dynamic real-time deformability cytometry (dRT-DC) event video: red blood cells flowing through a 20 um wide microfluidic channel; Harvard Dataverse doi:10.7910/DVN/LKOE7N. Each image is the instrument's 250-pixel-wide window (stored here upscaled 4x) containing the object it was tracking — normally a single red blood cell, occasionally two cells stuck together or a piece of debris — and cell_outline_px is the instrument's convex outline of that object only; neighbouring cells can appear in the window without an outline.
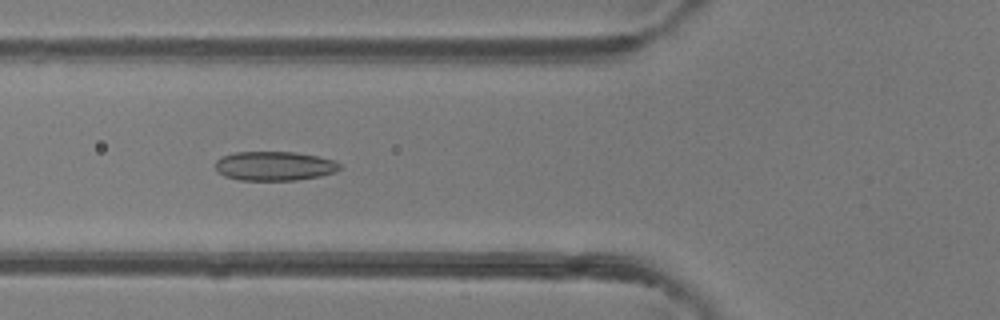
{"species": "common noctule bat (a hibernating species)", "species_latin": "Nyctalus noctula", "temperature_condition": "room temperature", "stored_images_in_passage": 49, "camera_frame_rate_fps": 3000, "um_per_image_px": 0.085, "animal": {"sex": "female"}, "frame": {"image": 1, "passage_image": 18, "time_ms": 5.667, "image_size_px": [1000, 320], "cell_outline_px": [[340, 168], [336, 172], [320, 176], [296, 180], [240, 180], [224, 176], [216, 168], [216, 160], [224, 156], [236, 152], [296, 152], [336, 160], [340, 164]], "centroid_in_image_um": [23.36, 14.11], "position_along_channel_um": 102.4, "area_um2": 21.1}}
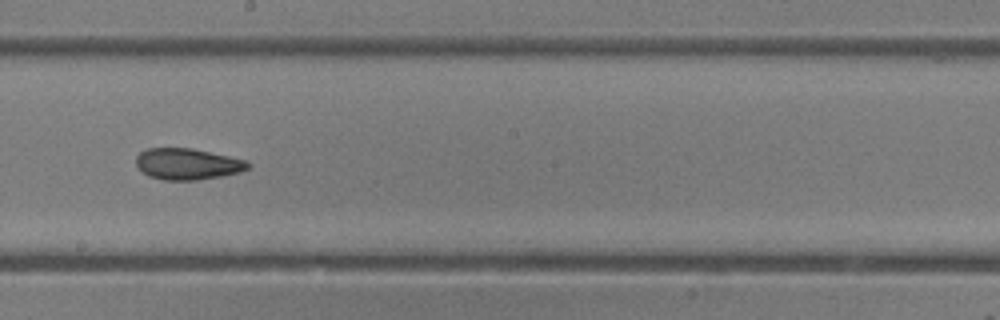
{"frame": {"image": 2, "passage_image": 27, "time_ms": 8.667, "image_size_px": [1000, 320], "cell_outline_px": [[248, 168], [240, 172], [224, 176], [196, 180], [164, 180], [148, 176], [136, 164], [136, 156], [140, 152], [148, 148], [192, 148], [228, 156], [244, 160], [248, 164]], "centroid_in_image_um": [15.91, 13.94], "position_along_channel_um": 232.3, "area_um2": 20.23}}
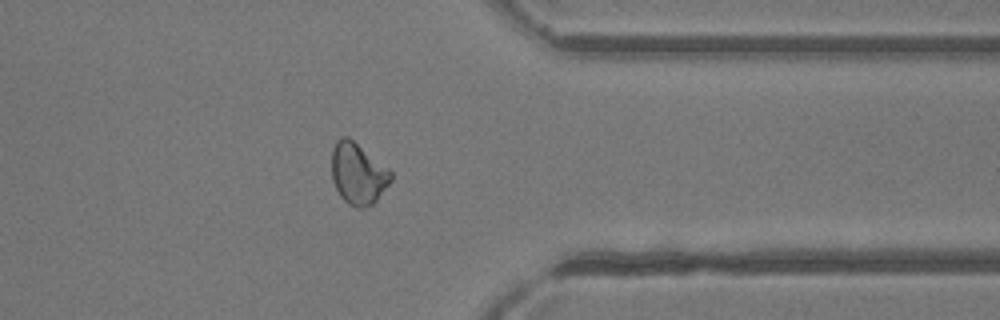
{"frame": {"image": 3, "passage_image": 38, "time_ms": 12.333, "image_size_px": [1000, 320], "cell_outline_px": [[392, 180], [376, 200], [368, 208], [356, 208], [348, 204], [340, 196], [332, 180], [332, 148], [336, 140], [340, 136], [348, 136], [388, 168], [392, 172]], "centroid_in_image_um": [30.41, 14.76], "position_along_channel_um": 381.0, "area_um2": 21.27}, "authors_computed_cell_mechanics": {"area_um2": 22.0218, "velocity_mm_per_s": 4.3116, "shape_relaxation_time_tau1_ms": 5.0462, "shape_relaxation_time_tau2_ms": 2.3484, "deformation_change_tau1": 0.1148, "deformation_change_tau2": 0.074}}